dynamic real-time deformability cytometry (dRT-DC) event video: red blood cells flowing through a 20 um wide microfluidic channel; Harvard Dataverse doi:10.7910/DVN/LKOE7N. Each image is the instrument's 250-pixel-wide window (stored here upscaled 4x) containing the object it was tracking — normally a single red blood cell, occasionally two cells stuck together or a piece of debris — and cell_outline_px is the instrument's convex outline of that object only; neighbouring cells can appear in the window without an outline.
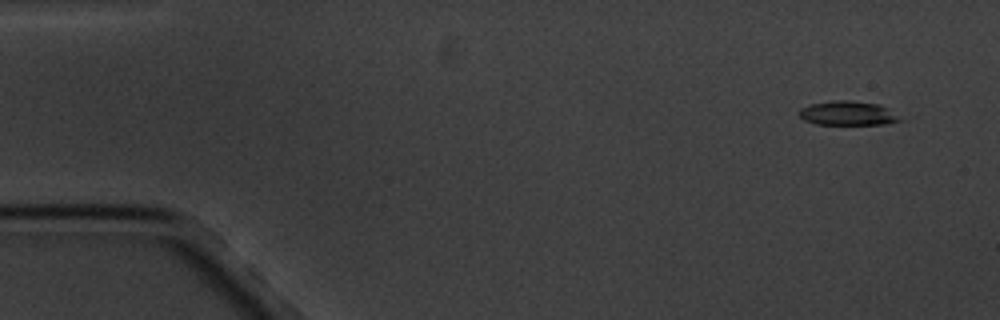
{"species": "common noctule bat (a hibernating species)", "species_latin": "Nyctalus noctula", "temperature_condition": "cold", "stored_images_in_passage": 5, "camera_frame_rate_fps": 3000, "um_per_image_px": 0.085, "animal": {"sex": "male", "body_mass_g": 20.1, "forearm_length_mm": 53.5}, "frame": {"image": 1, "passage_image": 1, "time_ms": 0.0, "image_size_px": [1000, 320], "cell_outline_px": [[904, 120], [884, 124], [816, 124], [804, 120], [800, 116], [800, 108], [812, 104], [832, 100], [848, 100], [880, 104], [888, 108]], "centroid_in_image_um": [72.09, 9.62], "position_along_channel_um": 12.9, "area_um2": 14.16}}
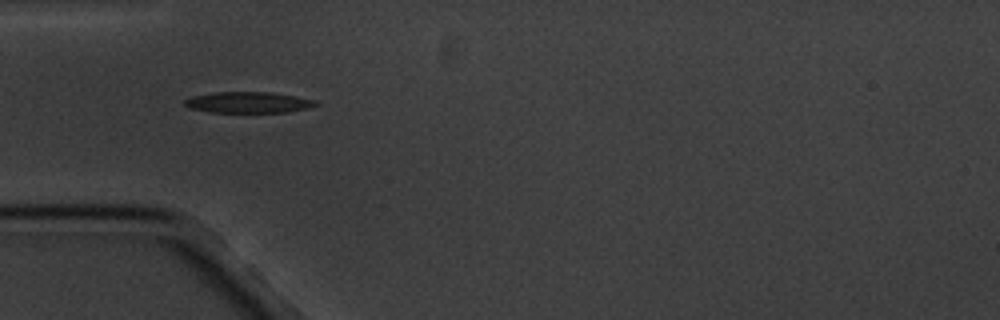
{"frame": {"image": 2, "passage_image": 5, "time_ms": 4.667, "image_size_px": [1000, 320], "cell_outline_px": [[320, 104], [308, 108], [288, 112], [208, 112], [192, 108], [184, 104], [184, 100], [188, 96], [212, 92], [272, 92], [316, 100]], "centroid_in_image_um": [21.09, 8.69], "position_along_channel_um": 63.9, "area_um2": 16.18}}